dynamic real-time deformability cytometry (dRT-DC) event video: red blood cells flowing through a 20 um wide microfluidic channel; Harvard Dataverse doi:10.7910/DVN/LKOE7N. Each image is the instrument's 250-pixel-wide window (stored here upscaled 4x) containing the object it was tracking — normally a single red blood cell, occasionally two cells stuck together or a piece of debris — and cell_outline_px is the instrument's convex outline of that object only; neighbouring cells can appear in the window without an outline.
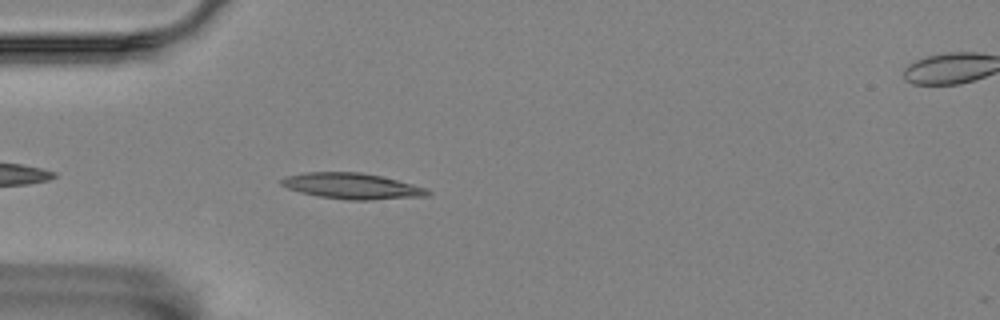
{"species": "Egyptian fruit bat (a non-hibernating species)", "species_latin": "Rousettus aegyptiacus", "temperature_condition": "room temperature", "stored_images_in_passage": 5, "camera_frame_rate_fps": 3000, "um_per_image_px": 0.085, "animal": {"sex": "female"}, "frame": {"image": 1, "passage_image": 4, "time_ms": 1.0, "image_size_px": [1000, 320], "cell_outline_px": [[432, 192], [428, 196], [368, 200], [348, 200], [320, 196], [300, 192], [288, 188], [280, 184], [280, 180], [288, 176], [308, 172], [360, 172], [380, 176], [428, 188]], "centroid_in_image_um": [29.96, 15.82], "position_along_channel_um": 55.0, "area_um2": 21.85}}